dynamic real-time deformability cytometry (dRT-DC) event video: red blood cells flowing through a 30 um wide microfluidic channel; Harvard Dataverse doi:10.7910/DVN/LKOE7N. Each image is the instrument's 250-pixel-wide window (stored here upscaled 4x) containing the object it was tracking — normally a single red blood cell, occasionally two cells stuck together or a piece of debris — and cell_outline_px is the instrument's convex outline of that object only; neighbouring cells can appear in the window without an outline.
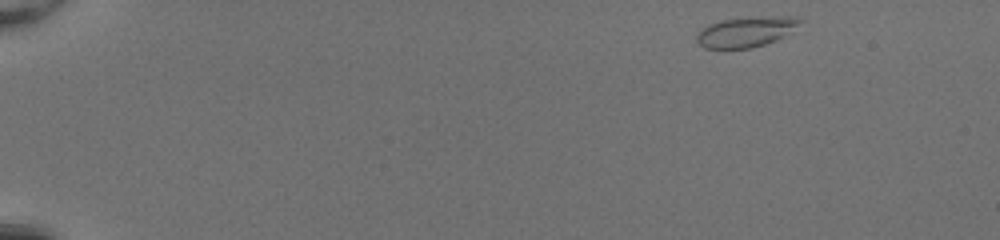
{"species": "common noctule bat (a hibernating species)", "species_latin": "Nyctalus noctula", "temperature_condition": "room temperature", "stored_images_in_passage": 46, "camera_frame_rate_fps": 3000, "um_per_image_px": 0.085, "animal": {"sex": "female", "body_mass_g": 20.0, "forearm_length_mm": 54.0}, "frame": {"image": 1, "passage_image": 1, "time_ms": 0.0, "image_size_px": [1000, 240], "cell_outline_px": [[804, 20], [784, 36], [776, 40], [752, 48], [704, 48], [696, 40], [696, 36], [700, 28], [708, 24], [720, 20], [748, 16], [796, 16]], "centroid_in_image_um": [63.4, 2.67], "position_along_channel_um": 21.6, "area_um2": 18.5}}
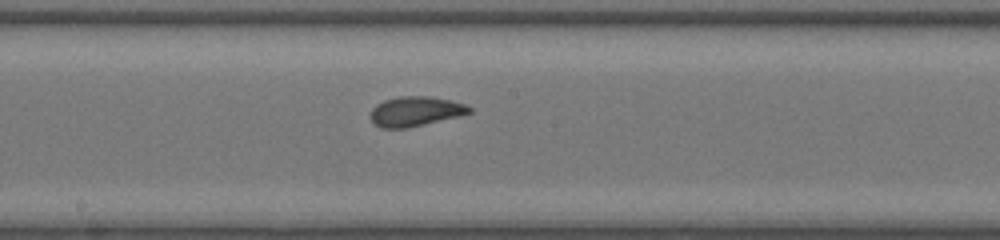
{"frame": {"image": 2, "passage_image": 25, "time_ms": 8.0, "image_size_px": [1000, 240], "cell_outline_px": [[472, 112], [460, 116], [424, 124], [404, 128], [380, 128], [372, 124], [372, 108], [376, 104], [384, 100], [400, 96], [432, 96], [452, 100], [464, 104], [472, 108]], "centroid_in_image_um": [35.32, 9.46], "position_along_channel_um": 212.9, "area_um2": 17.17}}
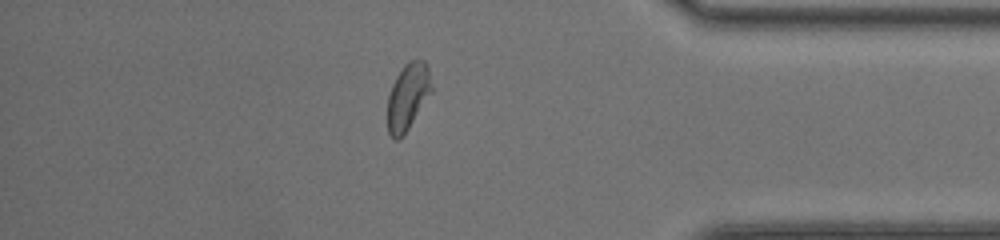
{"frame": {"image": 3, "passage_image": 40, "time_ms": 13.0, "image_size_px": [1000, 240], "cell_outline_px": [[432, 92], [400, 140], [396, 140], [388, 132], [388, 96], [392, 84], [396, 76], [404, 64], [408, 60], [424, 60], [428, 64], [432, 84]], "centroid_in_image_um": [34.68, 8.17], "position_along_channel_um": 400.5, "area_um2": 17.11}, "authors_computed_cell_mechanics": {"area_um2": 17.4845, "velocity_mm_per_s": 4.1586, "shape_relaxation_time_tau1_ms": 3.9117, "shape_relaxation_time_tau2_ms": 0.5244, "deformation_change_tau1": 0.145, "deformation_change_tau2": 0.0608}}